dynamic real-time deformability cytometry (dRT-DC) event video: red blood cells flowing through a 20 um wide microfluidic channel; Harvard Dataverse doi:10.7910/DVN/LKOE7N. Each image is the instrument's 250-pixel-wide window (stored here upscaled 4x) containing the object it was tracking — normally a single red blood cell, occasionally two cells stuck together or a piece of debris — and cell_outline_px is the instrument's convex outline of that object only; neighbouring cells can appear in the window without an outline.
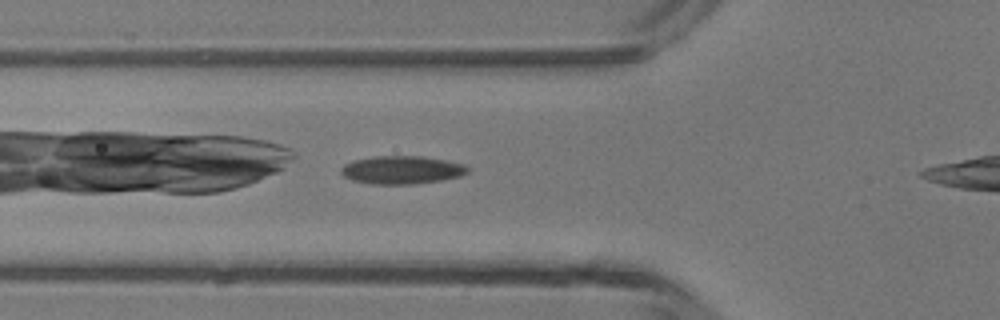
{"species": "common noctule bat (a hibernating species)", "species_latin": "Nyctalus noctula", "temperature_condition": "room temperature", "stored_images_in_passage": 29, "camera_frame_rate_fps": 3000, "um_per_image_px": 0.085, "animal": {"sex": "male", "body_mass_g": 13.3}, "frame": {"image": 1, "passage_image": 7, "time_ms": 2.0, "image_size_px": [1000, 320], "cell_outline_px": [[468, 172], [460, 176], [440, 180], [412, 184], [372, 184], [352, 180], [344, 176], [340, 172], [340, 168], [344, 164], [352, 160], [372, 156], [424, 156], [464, 164], [468, 168]], "centroid_in_image_um": [34.11, 14.43], "position_along_channel_um": 91.7, "area_um2": 20.75}}
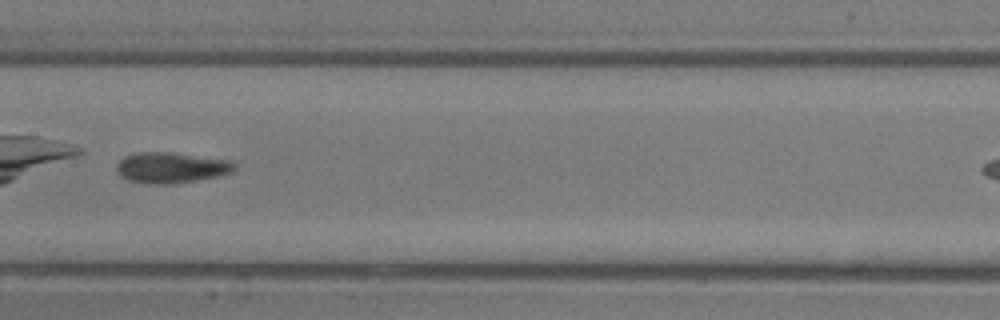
{"frame": {"image": 2, "passage_image": 14, "time_ms": 4.333, "image_size_px": [1000, 320], "cell_outline_px": [[236, 168], [232, 172], [216, 176], [196, 180], [172, 184], [148, 184], [128, 180], [120, 176], [116, 172], [116, 164], [124, 156], [140, 152], [172, 152], [236, 160]], "centroid_in_image_um": [14.57, 14.24], "position_along_channel_um": 192.8, "area_um2": 21.5}}
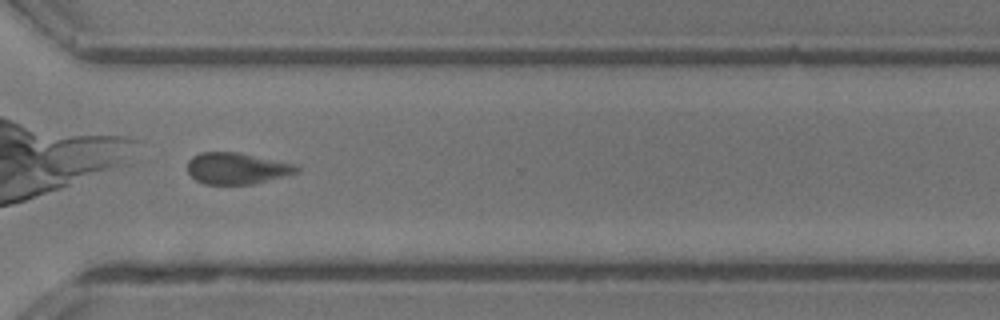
{"frame": {"image": 3, "passage_image": 25, "time_ms": 8.0, "image_size_px": [1000, 320], "cell_outline_px": [[300, 172], [252, 184], [204, 184], [196, 180], [188, 172], [188, 160], [192, 156], [200, 152], [240, 152], [296, 164], [300, 168]], "centroid_in_image_um": [20.14, 14.3], "position_along_channel_um": 350.5, "area_um2": 20.11}}